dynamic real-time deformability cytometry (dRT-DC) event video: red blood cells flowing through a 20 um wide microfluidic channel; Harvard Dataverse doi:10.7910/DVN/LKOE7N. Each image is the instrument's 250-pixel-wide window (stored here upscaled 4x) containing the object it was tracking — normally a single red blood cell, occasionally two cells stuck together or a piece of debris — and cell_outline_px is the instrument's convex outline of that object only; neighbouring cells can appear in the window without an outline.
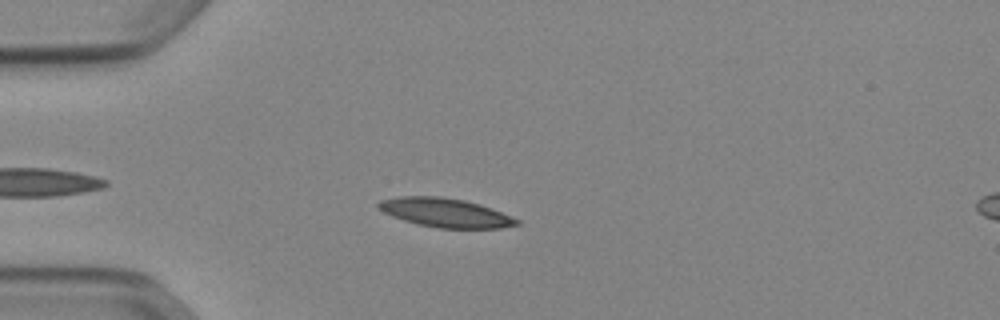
{"species": "Egyptian fruit bat (a non-hibernating species)", "species_latin": "Rousettus aegyptiacus", "temperature_condition": "cold", "stored_images_in_passage": 45, "camera_frame_rate_fps": 3000, "um_per_image_px": 0.085, "animal": {"sex": "female"}, "frame": {"image": 1, "passage_image": 7, "time_ms": 2.0, "image_size_px": [1000, 320], "cell_outline_px": [[520, 224], [500, 228], [436, 228], [416, 224], [392, 216], [384, 212], [376, 204], [380, 200], [400, 196], [440, 196], [464, 200], [480, 204], [520, 220]], "centroid_in_image_um": [37.84, 18.08], "position_along_channel_um": 47.2, "area_um2": 23.24}}
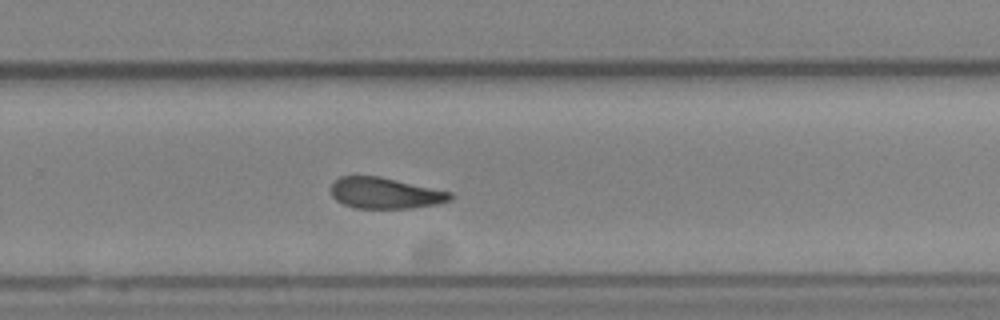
{"frame": {"image": 2, "passage_image": 28, "time_ms": 9.0, "image_size_px": [1000, 320], "cell_outline_px": [[452, 200], [436, 204], [412, 208], [356, 208], [344, 204], [336, 200], [332, 196], [332, 184], [340, 176], [380, 176], [452, 192]], "centroid_in_image_um": [32.75, 16.41], "position_along_channel_um": 297.0, "area_um2": 21.5}}
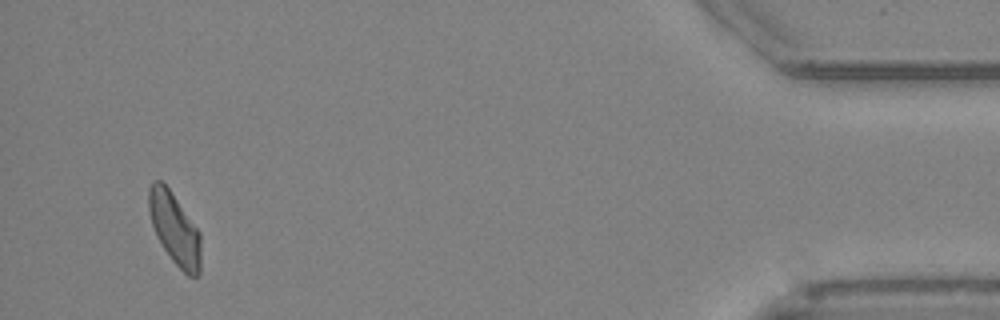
{"frame": {"image": 3, "passage_image": 43, "time_ms": 14.0, "image_size_px": [1000, 320], "cell_outline_px": [[200, 272], [196, 276], [188, 276], [172, 260], [156, 236], [152, 224], [148, 208], [148, 188], [156, 180], [160, 180], [168, 188], [200, 232]], "centroid_in_image_um": [14.83, 19.45], "position_along_channel_um": 420.4, "area_um2": 21.39}, "authors_computed_cell_mechanics": {"area_um2": 22.7154, "velocity_mm_per_s": 3.8699, "shape_relaxation_time_tau1_ms": 4.8668, "shape_relaxation_time_tau2_ms": 3.5802, "deformation_change_tau1": 0.1379, "deformation_change_tau2": 0.1006}}